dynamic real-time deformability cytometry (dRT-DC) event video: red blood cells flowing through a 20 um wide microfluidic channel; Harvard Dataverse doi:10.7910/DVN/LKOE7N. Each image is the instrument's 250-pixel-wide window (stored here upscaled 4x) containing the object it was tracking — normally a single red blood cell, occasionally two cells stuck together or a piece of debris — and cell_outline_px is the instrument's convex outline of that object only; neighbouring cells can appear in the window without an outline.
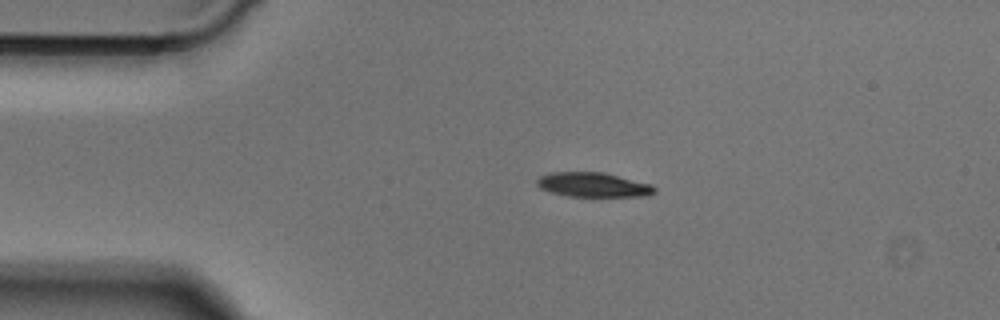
{"species": "Egyptian fruit bat (a non-hibernating species)", "species_latin": "Rousettus aegyptiacus", "temperature_condition": "cold", "stored_images_in_passage": 40, "camera_frame_rate_fps": 3000, "um_per_image_px": 0.085, "animal": {"sex": "male"}, "frame": {"image": 1, "passage_image": 1, "time_ms": 0.0, "image_size_px": [1000, 320], "cell_outline_px": [[656, 192], [648, 196], [568, 196], [552, 192], [540, 188], [536, 184], [536, 180], [540, 176], [552, 172], [604, 172], [652, 184], [656, 188]], "centroid_in_image_um": [50.45, 15.7], "position_along_channel_um": 34.6, "area_um2": 16.82}}
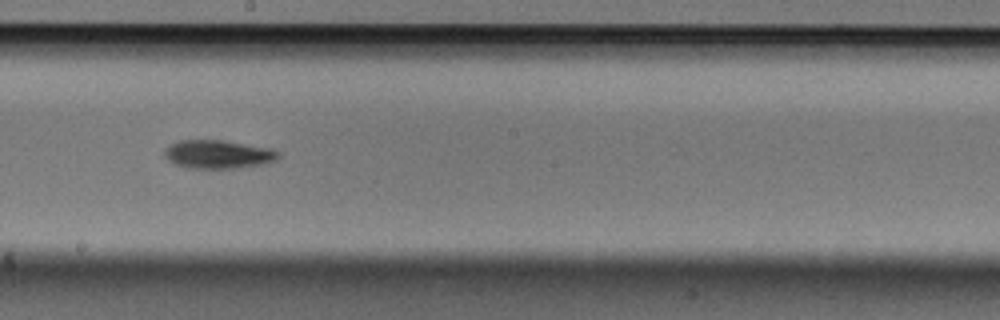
{"frame": {"image": 2, "passage_image": 18, "time_ms": 5.667, "image_size_px": [1000, 320], "cell_outline_px": [[280, 156], [276, 160], [264, 164], [236, 168], [184, 168], [172, 164], [164, 156], [164, 148], [180, 140], [224, 140], [272, 148], [280, 152]], "centroid_in_image_um": [18.53, 13.12], "position_along_channel_um": 229.7, "area_um2": 19.19}}
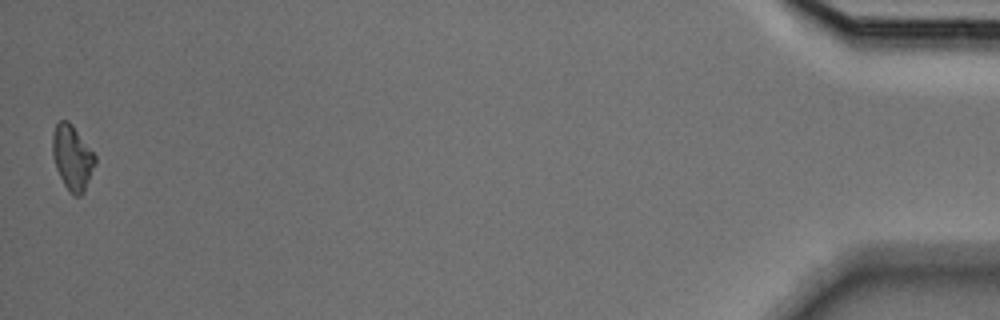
{"frame": {"image": 3, "passage_image": 40, "time_ms": 13.0, "image_size_px": [1000, 320], "cell_outline_px": [[96, 164], [84, 192], [80, 196], [72, 196], [64, 184], [56, 168], [52, 156], [52, 136], [56, 124], [60, 120], [68, 120], [72, 124], [96, 156]], "centroid_in_image_um": [6.15, 13.4], "position_along_channel_um": 429.1, "area_um2": 16.18}}